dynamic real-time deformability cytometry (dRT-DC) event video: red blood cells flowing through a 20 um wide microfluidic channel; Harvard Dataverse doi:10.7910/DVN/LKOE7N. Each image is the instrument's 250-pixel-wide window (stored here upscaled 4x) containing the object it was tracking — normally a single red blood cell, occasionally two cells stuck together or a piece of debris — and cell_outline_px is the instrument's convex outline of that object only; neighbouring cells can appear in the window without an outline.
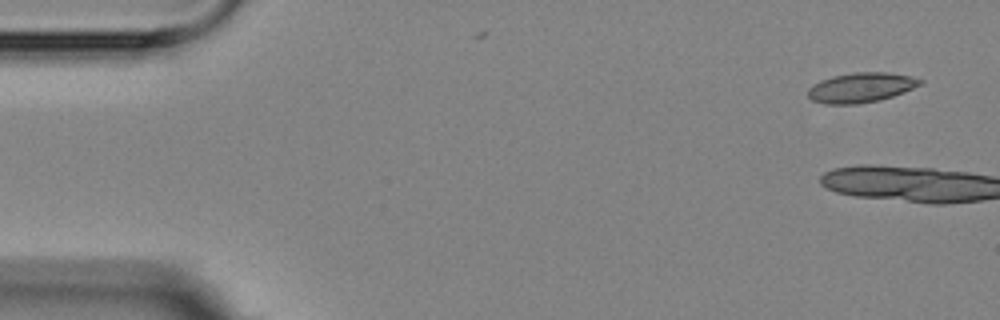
{"species": "Egyptian fruit bat (a non-hibernating species)", "species_latin": "Rousettus aegyptiacus", "temperature_condition": "room temperature", "stored_images_in_passage": 6, "camera_frame_rate_fps": 3000, "um_per_image_px": 0.085, "animal": {"sex": "female"}, "frame": {"image": 1, "passage_image": 1, "time_ms": 0.0, "image_size_px": [1000, 320], "cell_outline_px": [[924, 80], [920, 84], [904, 92], [880, 100], [856, 104], [824, 104], [812, 100], [808, 96], [808, 88], [812, 84], [820, 80], [832, 76], [852, 72], [888, 72], [912, 76]], "centroid_in_image_um": [73.16, 7.43], "position_along_channel_um": 11.8, "area_um2": 19.59}}